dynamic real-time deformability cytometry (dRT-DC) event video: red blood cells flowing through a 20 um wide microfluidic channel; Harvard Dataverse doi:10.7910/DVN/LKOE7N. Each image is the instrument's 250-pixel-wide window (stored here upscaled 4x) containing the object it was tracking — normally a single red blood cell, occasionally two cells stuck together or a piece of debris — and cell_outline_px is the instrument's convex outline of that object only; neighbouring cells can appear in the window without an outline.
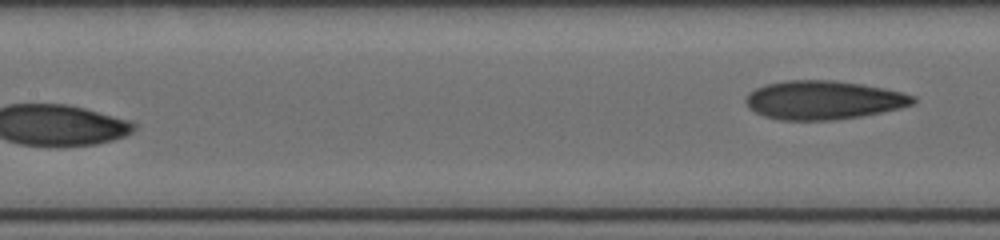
{"species": "human", "species_latin": "Homo sapiens", "temperature_condition": "cold", "stored_images_in_passage": 6, "segment_of_instrument_passage": [2, 2], "camera_frame_rate_fps": 3000, "um_per_image_px": 0.085, "donor": {"sex": "female"}, "frame": {"image": 1, "passage_image": 6, "time_ms": 3.667, "image_size_px": [1000, 240], "cell_outline_px": [[916, 100], [912, 104], [900, 108], [860, 116], [836, 120], [780, 120], [764, 116], [748, 108], [744, 100], [744, 96], [748, 92], [764, 84], [784, 80], [836, 80], [884, 88], [916, 96]], "centroid_in_image_um": [69.93, 8.5], "position_along_channel_um": 137.5, "area_um2": 37.92}}